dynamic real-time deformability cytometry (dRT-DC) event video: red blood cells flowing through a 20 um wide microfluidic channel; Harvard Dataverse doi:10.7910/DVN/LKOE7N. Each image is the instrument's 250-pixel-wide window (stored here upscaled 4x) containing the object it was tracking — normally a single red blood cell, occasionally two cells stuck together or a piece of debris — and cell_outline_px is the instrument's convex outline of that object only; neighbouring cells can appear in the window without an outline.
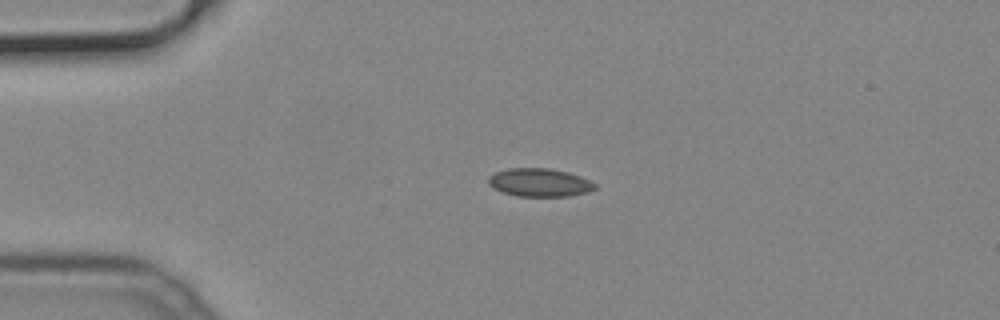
{"species": "common noctule bat (a hibernating species)", "species_latin": "Nyctalus noctula", "temperature_condition": "cold", "stored_images_in_passage": 38, "camera_frame_rate_fps": 3000, "um_per_image_px": 0.085, "animal": {"sex": "male", "body_mass_g": 19.2, "forearm_length_mm": 51.8}, "frame": {"image": 1, "passage_image": 1, "time_ms": 0.0, "image_size_px": [1000, 320], "cell_outline_px": [[596, 188], [588, 192], [568, 196], [516, 196], [492, 188], [488, 184], [488, 176], [496, 172], [508, 168], [552, 168], [568, 172], [580, 176], [596, 184]], "centroid_in_image_um": [45.84, 15.51], "position_along_channel_um": 39.2, "area_um2": 17.57}}
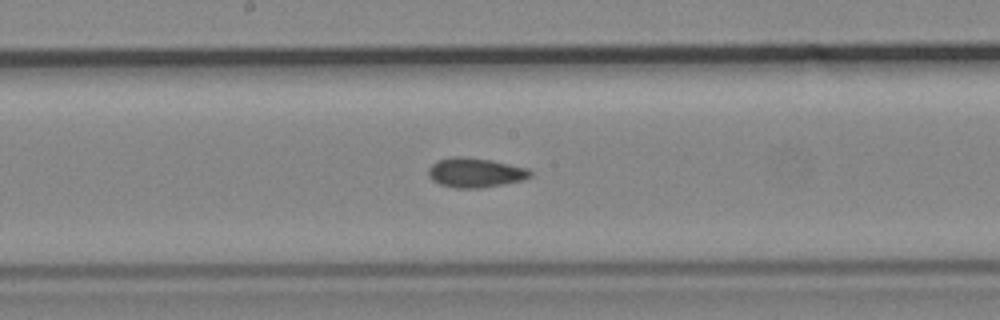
{"frame": {"image": 2, "passage_image": 16, "time_ms": 5.0, "image_size_px": [1000, 320], "cell_outline_px": [[532, 176], [524, 180], [504, 184], [480, 188], [456, 188], [440, 184], [432, 180], [428, 176], [428, 168], [436, 160], [452, 156], [464, 156], [492, 160], [528, 168], [532, 172]], "centroid_in_image_um": [40.4, 14.66], "position_along_channel_um": 207.8, "area_um2": 17.8}}
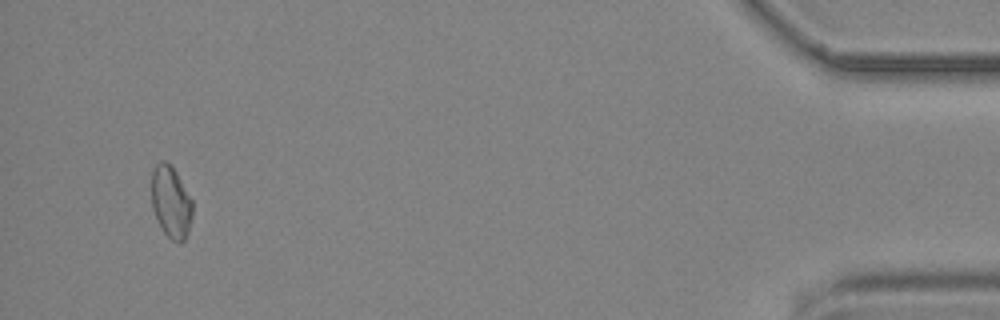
{"frame": {"image": 3, "passage_image": 38, "time_ms": 12.333, "image_size_px": [1000, 320], "cell_outline_px": [[192, 216], [188, 232], [184, 240], [180, 244], [172, 240], [164, 232], [152, 208], [152, 172], [156, 164], [160, 160], [164, 160], [176, 172], [192, 200]], "centroid_in_image_um": [14.54, 17.18], "position_along_channel_um": 420.7, "area_um2": 16.94}}